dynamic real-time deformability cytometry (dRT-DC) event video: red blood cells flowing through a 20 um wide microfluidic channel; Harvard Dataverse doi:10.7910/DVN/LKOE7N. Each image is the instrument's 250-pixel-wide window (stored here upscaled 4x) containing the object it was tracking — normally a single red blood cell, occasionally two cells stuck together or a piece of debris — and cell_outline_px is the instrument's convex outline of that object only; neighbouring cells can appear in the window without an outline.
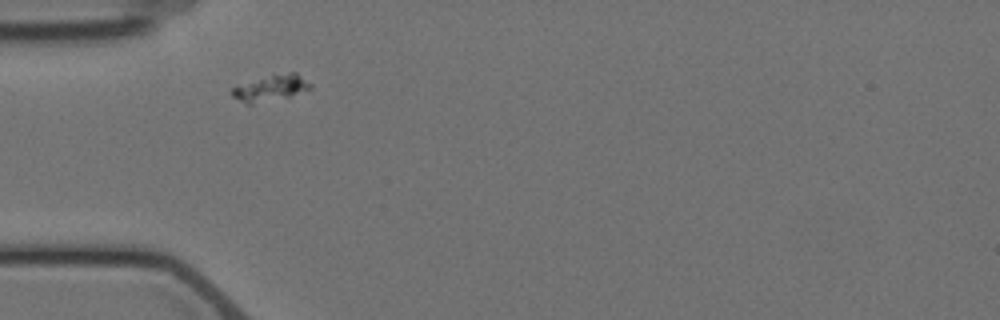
{"species": "Egyptian fruit bat (a non-hibernating species)", "species_latin": "Rousettus aegyptiacus", "temperature_condition": "cold", "stored_images_in_passage": 2, "camera_frame_rate_fps": 3000, "um_per_image_px": 0.085, "animal": {"sex": "female"}, "frame": {"image": 1, "passage_image": 1, "time_ms": 0.0, "image_size_px": [1000, 320], "cell_outline_px": [[312, 88], [288, 96], [252, 104], [248, 104], [232, 96], [232, 88], [272, 76], [288, 72], [296, 72], [312, 84]], "centroid_in_image_um": [23.08, 7.49], "position_along_channel_um": 61.9, "area_um2": 11.1}}
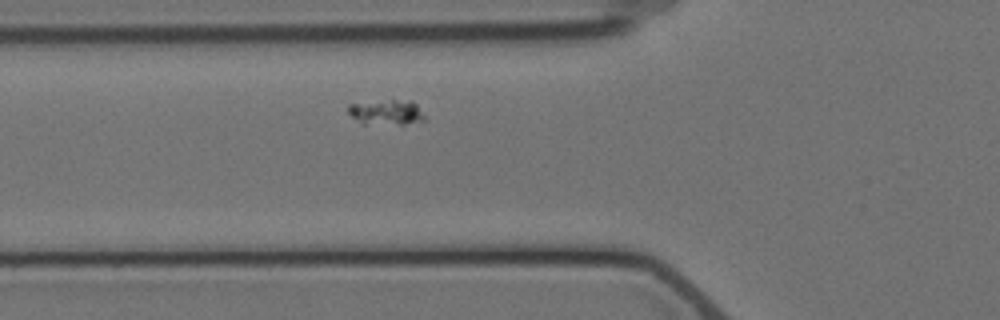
{"frame": {"image": 2, "passage_image": 2, "time_ms": 1.0, "image_size_px": [1000, 320], "cell_outline_px": [[424, 120], [404, 124], [360, 124], [348, 112], [348, 104], [392, 100], [412, 100], [416, 104], [424, 116]], "centroid_in_image_um": [32.82, 9.55], "position_along_channel_um": 93.0, "area_um2": 11.1}}